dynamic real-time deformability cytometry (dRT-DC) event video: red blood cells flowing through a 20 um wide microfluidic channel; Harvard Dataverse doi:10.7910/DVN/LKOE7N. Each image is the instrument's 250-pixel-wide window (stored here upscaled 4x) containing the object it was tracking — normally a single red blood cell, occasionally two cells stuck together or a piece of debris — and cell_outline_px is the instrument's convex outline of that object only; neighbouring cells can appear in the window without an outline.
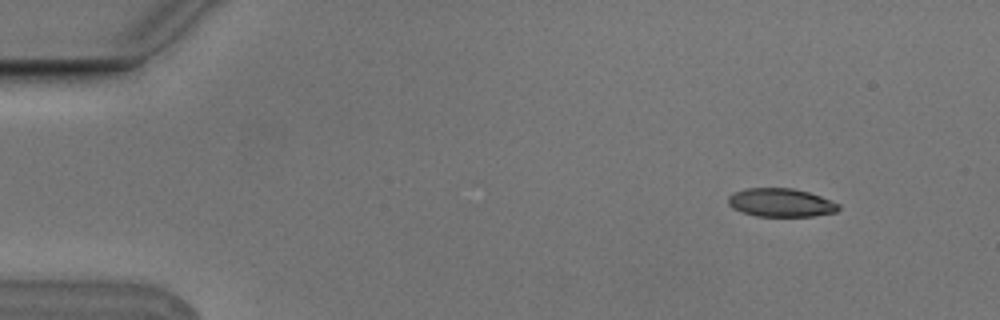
{"species": "Egyptian fruit bat (a non-hibernating species)", "species_latin": "Rousettus aegyptiacus", "temperature_condition": "cold", "stored_images_in_passage": 5, "camera_frame_rate_fps": 3000, "um_per_image_px": 0.085, "animal": {"sex": "male"}, "frame": {"image": 1, "passage_image": 2, "time_ms": 0.333, "image_size_px": [1000, 320], "cell_outline_px": [[840, 208], [836, 212], [812, 216], [756, 216], [732, 208], [728, 204], [728, 196], [732, 192], [744, 188], [792, 188], [808, 192], [820, 196], [840, 204]], "centroid_in_image_um": [66.35, 17.21], "position_along_channel_um": 18.7, "area_um2": 18.32}}
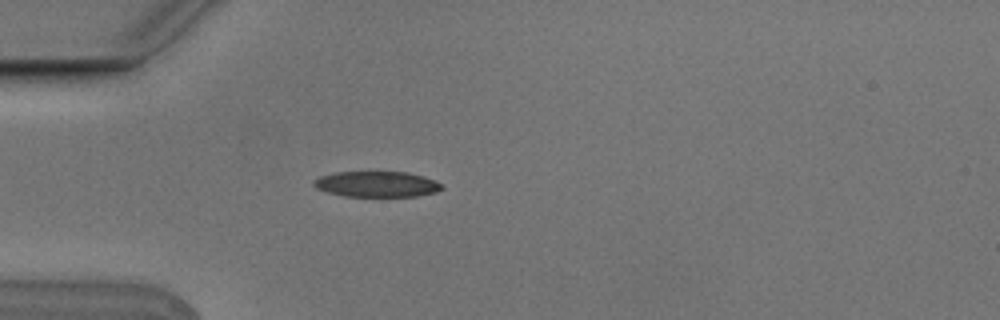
{"frame": {"image": 2, "passage_image": 5, "time_ms": 1.333, "image_size_px": [1000, 320], "cell_outline_px": [[444, 188], [436, 192], [416, 196], [344, 196], [328, 192], [316, 188], [312, 184], [312, 180], [320, 176], [336, 172], [408, 172], [424, 176], [436, 180], [444, 184]], "centroid_in_image_um": [32.05, 15.65], "position_along_channel_um": 52.9, "area_um2": 19.31}}